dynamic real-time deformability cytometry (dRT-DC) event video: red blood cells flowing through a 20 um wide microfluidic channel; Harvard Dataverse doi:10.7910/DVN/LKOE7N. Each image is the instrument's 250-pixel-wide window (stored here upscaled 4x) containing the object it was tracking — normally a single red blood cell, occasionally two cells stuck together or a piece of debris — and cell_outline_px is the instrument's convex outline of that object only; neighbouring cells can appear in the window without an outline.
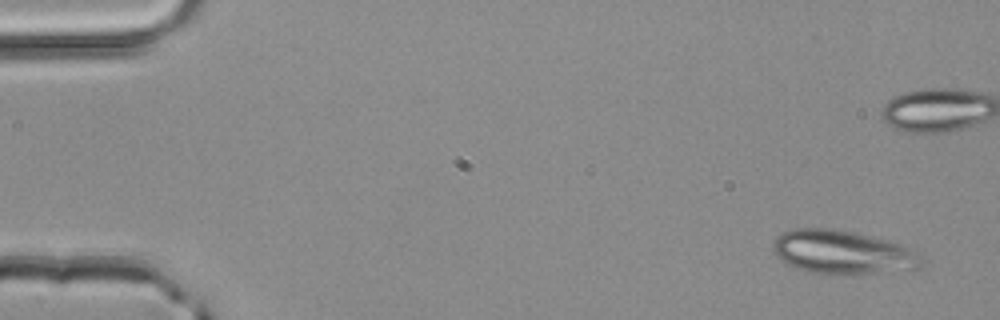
{"species": "common noctule bat (a hibernating species)", "species_latin": "Nyctalus noctula", "temperature_condition": "room temperature", "stored_images_in_passage": 4, "camera_frame_rate_fps": 3000, "um_per_image_px": 0.085, "animal": {"sex": "male", "body_mass_g": 20.4}, "frame": {"image": 1, "passage_image": 1, "time_ms": 0.0, "image_size_px": [1000, 320], "cell_outline_px": [[924, 260], [920, 268], [840, 276], [808, 272], [796, 268], [780, 260], [772, 252], [772, 244], [776, 236], [784, 232], [796, 228], [832, 228], [856, 232], [888, 240], [900, 244], [920, 252]], "centroid_in_image_um": [71.61, 21.45], "position_along_channel_um": 13.4, "area_um2": 38.55}}